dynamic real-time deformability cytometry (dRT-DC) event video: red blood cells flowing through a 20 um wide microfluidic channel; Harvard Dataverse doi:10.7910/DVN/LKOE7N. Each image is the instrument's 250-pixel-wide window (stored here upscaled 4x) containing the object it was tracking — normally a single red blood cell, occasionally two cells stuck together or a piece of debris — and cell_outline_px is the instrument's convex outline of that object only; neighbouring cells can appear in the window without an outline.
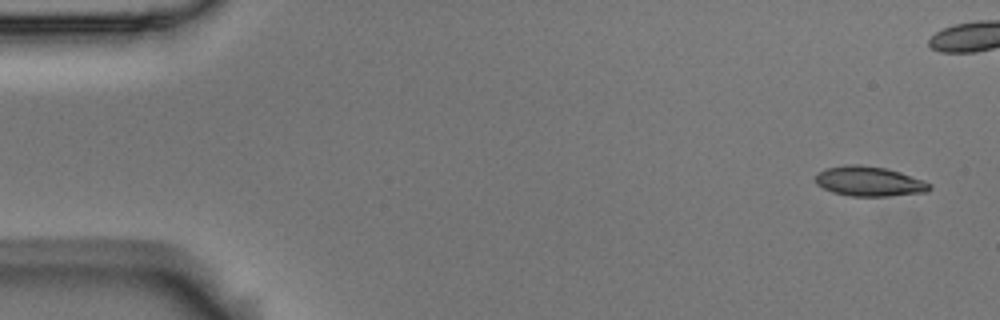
{"species": "Egyptian fruit bat (a non-hibernating species)", "species_latin": "Rousettus aegyptiacus", "temperature_condition": "room temperature", "stored_images_in_passage": 9, "camera_frame_rate_fps": 3000, "um_per_image_px": 0.085, "animal": {"sex": "male"}, "frame": {"image": 1, "passage_image": 1, "time_ms": 0.0, "image_size_px": [1000, 320], "cell_outline_px": [[932, 188], [928, 192], [888, 196], [852, 196], [832, 192], [816, 184], [816, 176], [820, 172], [828, 168], [844, 164], [860, 164], [884, 168], [900, 172], [924, 180], [932, 184]], "centroid_in_image_um": [73.93, 15.42], "position_along_channel_um": 11.1, "area_um2": 19.83}}
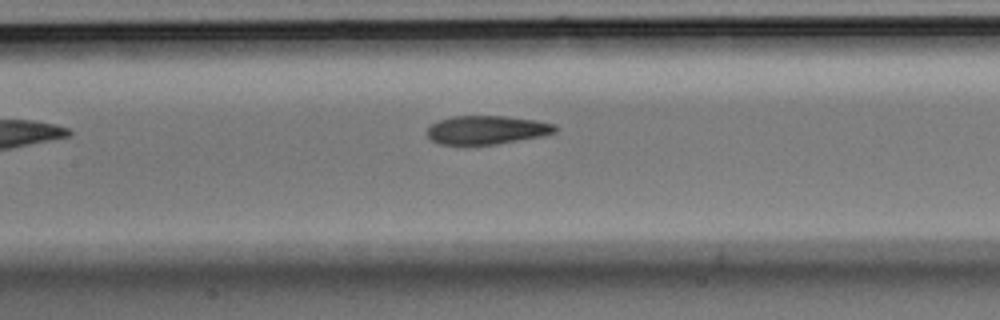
{"frame": {"image": 2, "passage_image": 9, "time_ms": 2.667, "image_size_px": [1000, 320], "cell_outline_px": [[560, 128], [556, 132], [544, 136], [496, 144], [464, 148], [440, 144], [432, 140], [428, 136], [428, 128], [432, 124], [440, 120], [452, 116], [504, 116], [536, 120], [556, 124]], "centroid_in_image_um": [41.38, 11.09], "position_along_channel_um": 166.0, "area_um2": 22.14}}